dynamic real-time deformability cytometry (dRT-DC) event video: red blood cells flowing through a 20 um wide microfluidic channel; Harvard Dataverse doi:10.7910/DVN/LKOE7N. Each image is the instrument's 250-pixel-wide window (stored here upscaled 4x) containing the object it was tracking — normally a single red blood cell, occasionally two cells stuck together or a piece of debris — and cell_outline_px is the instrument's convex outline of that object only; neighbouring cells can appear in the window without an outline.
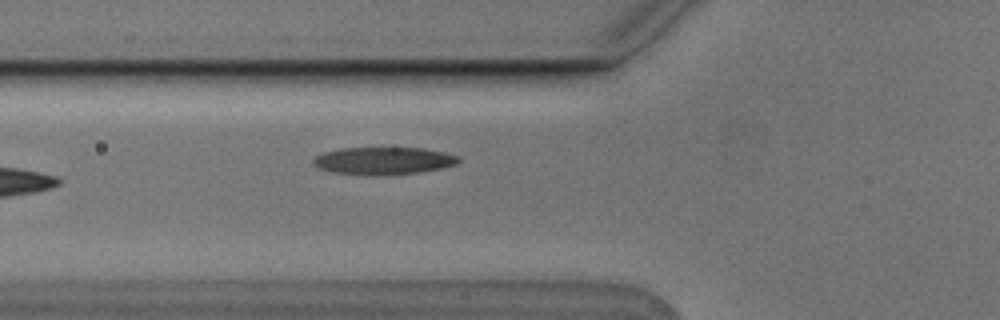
{"species": "Egyptian fruit bat (a non-hibernating species)", "species_latin": "Rousettus aegyptiacus", "temperature_condition": "cold", "stored_images_in_passage": 7, "camera_frame_rate_fps": 3000, "um_per_image_px": 0.085, "animal": {"sex": "male"}, "frame": {"image": 1, "passage_image": 7, "time_ms": 2.0, "image_size_px": [1000, 320], "cell_outline_px": [[460, 160], [456, 164], [440, 168], [420, 172], [380, 176], [376, 176], [332, 172], [320, 168], [312, 164], [312, 160], [316, 156], [324, 152], [340, 148], [424, 148], [444, 152], [460, 156]], "centroid_in_image_um": [32.59, 13.67], "position_along_channel_um": 93.2, "area_um2": 23.35}}